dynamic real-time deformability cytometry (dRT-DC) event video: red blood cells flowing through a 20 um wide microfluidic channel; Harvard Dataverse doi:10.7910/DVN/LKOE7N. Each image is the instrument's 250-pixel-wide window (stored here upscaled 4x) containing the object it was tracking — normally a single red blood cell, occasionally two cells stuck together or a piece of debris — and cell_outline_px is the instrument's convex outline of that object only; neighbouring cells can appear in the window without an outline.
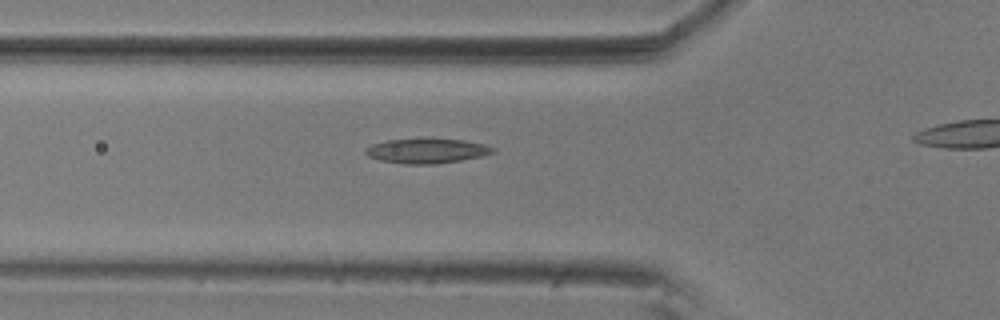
{"species": "common noctule bat (a hibernating species)", "species_latin": "Nyctalus noctula", "temperature_condition": "room temperature", "stored_images_in_passage": 28, "camera_frame_rate_fps": 3000, "um_per_image_px": 0.085, "animal": {"sex": "male", "body_mass_g": 20.5, "forearm_length_mm": 52.5}, "frame": {"image": 1, "passage_image": 2, "time_ms": 0.333, "image_size_px": [1000, 320], "cell_outline_px": [[496, 152], [480, 156], [460, 160], [436, 164], [404, 164], [380, 160], [368, 156], [364, 152], [364, 148], [372, 144], [388, 140], [464, 140], [484, 144], [496, 148]], "centroid_in_image_um": [36.27, 12.84], "position_along_channel_um": 89.5, "area_um2": 17.98}}
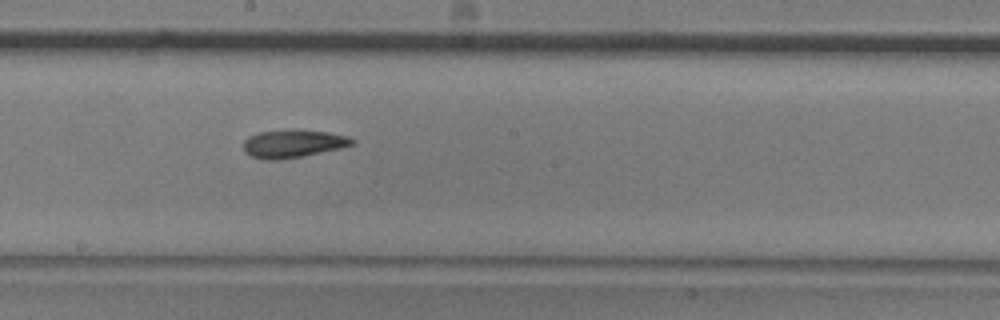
{"frame": {"image": 2, "passage_image": 13, "time_ms": 4.0, "image_size_px": [1000, 320], "cell_outline_px": [[356, 144], [340, 148], [304, 156], [276, 160], [264, 160], [252, 156], [244, 152], [244, 140], [248, 136], [260, 132], [288, 128], [292, 128], [328, 132], [348, 136], [356, 140]], "centroid_in_image_um": [24.92, 12.19], "position_along_channel_um": 223.3, "area_um2": 18.09}}
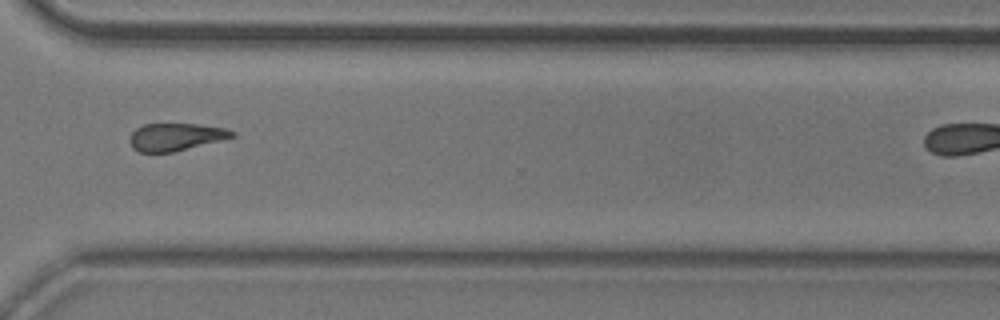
{"frame": {"image": 3, "passage_image": 24, "time_ms": 7.667, "image_size_px": [1000, 320], "cell_outline_px": [[236, 136], [172, 152], [140, 152], [132, 148], [132, 132], [136, 128], [144, 124], [196, 124], [224, 128], [236, 132]], "centroid_in_image_um": [14.95, 11.63], "position_along_channel_um": 355.7, "area_um2": 16.01}}